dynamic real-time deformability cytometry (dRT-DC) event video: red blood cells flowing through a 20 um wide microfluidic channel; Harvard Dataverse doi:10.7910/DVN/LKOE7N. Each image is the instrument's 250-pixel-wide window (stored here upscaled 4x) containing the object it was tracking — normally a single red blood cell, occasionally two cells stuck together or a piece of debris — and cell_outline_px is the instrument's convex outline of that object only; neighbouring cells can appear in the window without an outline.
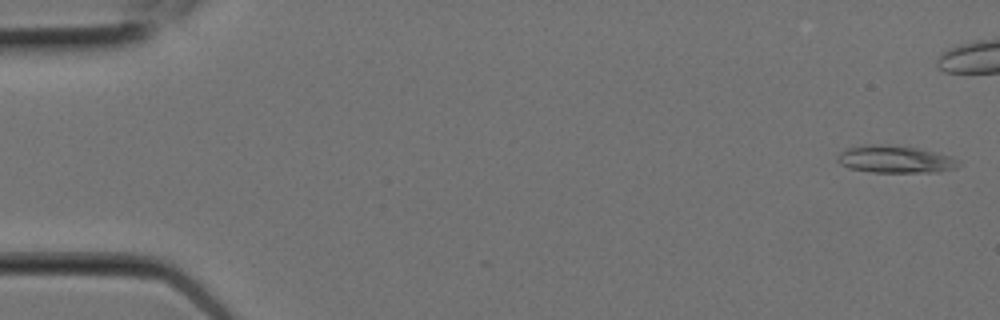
{"species": "Egyptian fruit bat (a non-hibernating species)", "species_latin": "Rousettus aegyptiacus", "temperature_condition": "room temperature", "stored_images_in_passage": 10, "segment_of_instrument_passage": [1, 2], "camera_frame_rate_fps": 3000, "um_per_image_px": 0.085, "animal": {"sex": "female"}, "frame": {"image": 1, "passage_image": 1, "time_ms": 0.0, "image_size_px": [1000, 320], "cell_outline_px": [[960, 164], [956, 168], [940, 172], [872, 172], [848, 168], [840, 164], [836, 160], [836, 156], [840, 152], [848, 148], [872, 144], [880, 144], [916, 148], [936, 152], [952, 156], [960, 160]], "centroid_in_image_um": [76.11, 13.55], "position_along_channel_um": 8.9, "area_um2": 19.36}}
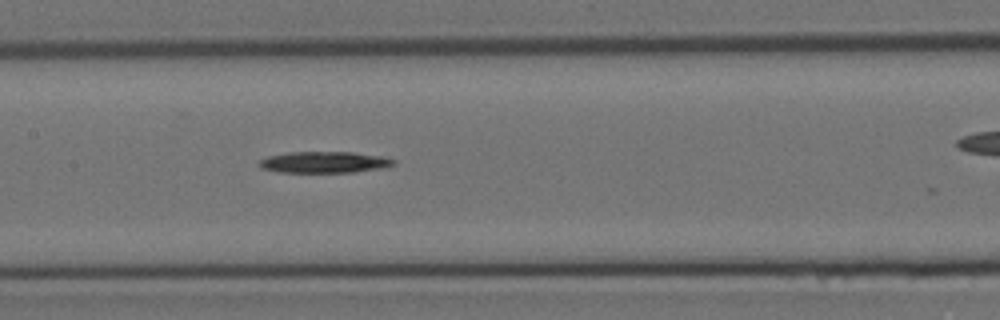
{"frame": {"image": 2, "passage_image": 9, "time_ms": 2.667, "image_size_px": [1000, 320], "cell_outline_px": [[396, 164], [384, 168], [352, 172], [280, 172], [260, 168], [256, 164], [260, 160], [268, 156], [288, 152], [352, 152], [380, 156], [396, 160]], "centroid_in_image_um": [27.55, 13.79], "position_along_channel_um": 179.9, "area_um2": 16.76}}